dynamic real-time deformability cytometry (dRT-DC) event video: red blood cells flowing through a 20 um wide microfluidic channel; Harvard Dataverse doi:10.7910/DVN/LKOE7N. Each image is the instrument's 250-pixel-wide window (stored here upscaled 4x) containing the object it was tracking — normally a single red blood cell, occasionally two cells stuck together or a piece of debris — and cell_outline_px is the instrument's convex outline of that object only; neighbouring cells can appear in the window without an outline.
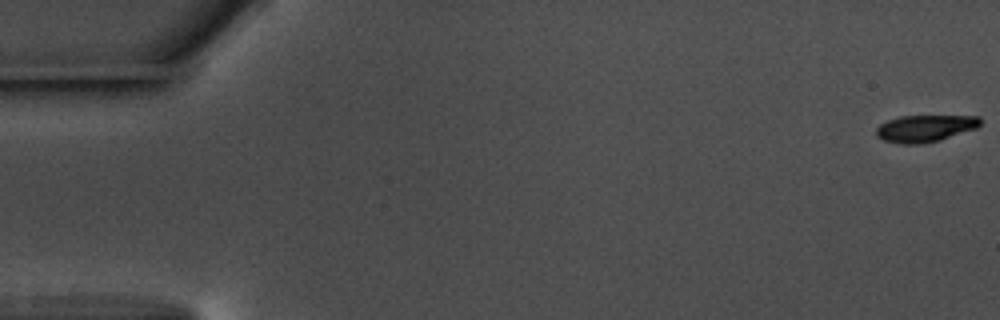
{"species": "common noctule bat (a hibernating species)", "species_latin": "Nyctalus noctula", "temperature_condition": "warm", "stored_images_in_passage": 55, "camera_frame_rate_fps": 3000, "um_per_image_px": 0.085, "animal": {"sex": "male", "body_mass_g": 17.5, "forearm_length_mm": 52.3}, "frame": {"image": 1, "passage_image": 1, "time_ms": 0.0, "image_size_px": [1000, 320], "cell_outline_px": [[980, 124], [976, 128], [940, 140], [920, 144], [904, 144], [884, 140], [876, 136], [876, 128], [880, 124], [888, 120], [900, 116], [980, 116]], "centroid_in_image_um": [78.61, 10.91], "position_along_channel_um": 6.4, "area_um2": 16.18}}
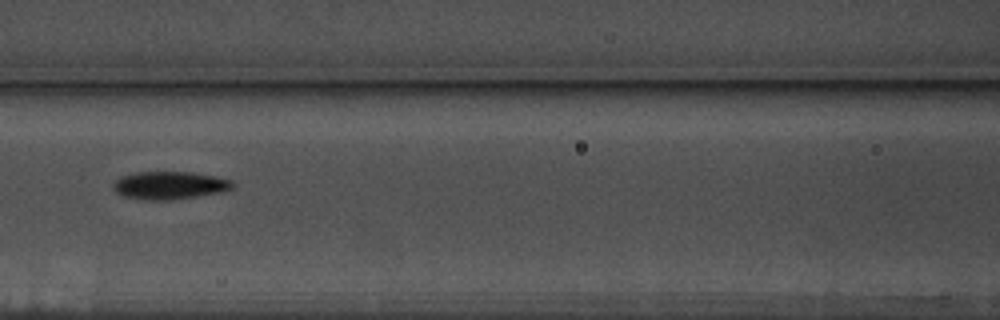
{"frame": {"image": 2, "passage_image": 26, "time_ms": 8.333, "image_size_px": [1000, 320], "cell_outline_px": [[236, 184], [232, 188], [220, 192], [196, 196], [168, 200], [144, 200], [124, 196], [116, 192], [112, 188], [112, 184], [120, 176], [136, 172], [192, 172], [216, 176], [232, 180]], "centroid_in_image_um": [14.4, 15.74], "position_along_channel_um": 152.2, "area_um2": 19.42}}
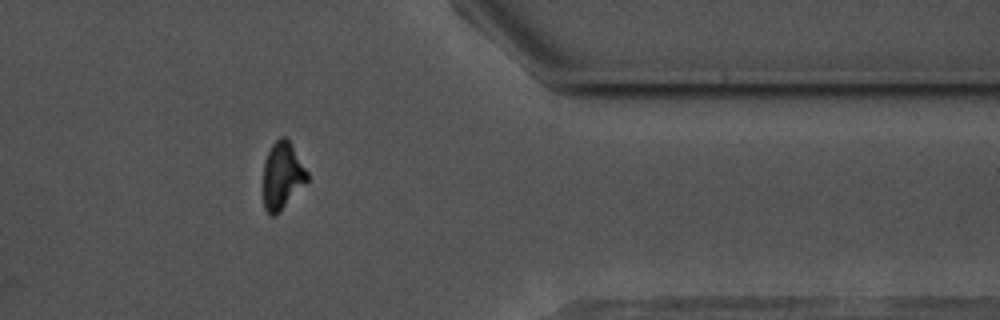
{"frame": {"image": 3, "passage_image": 47, "time_ms": 15.333, "image_size_px": [1000, 320], "cell_outline_px": [[308, 180], [280, 212], [276, 216], [268, 216], [264, 208], [264, 160], [272, 144], [280, 136], [284, 136], [288, 140], [308, 172]], "centroid_in_image_um": [23.98, 14.97], "position_along_channel_um": 387.4, "area_um2": 17.11}}